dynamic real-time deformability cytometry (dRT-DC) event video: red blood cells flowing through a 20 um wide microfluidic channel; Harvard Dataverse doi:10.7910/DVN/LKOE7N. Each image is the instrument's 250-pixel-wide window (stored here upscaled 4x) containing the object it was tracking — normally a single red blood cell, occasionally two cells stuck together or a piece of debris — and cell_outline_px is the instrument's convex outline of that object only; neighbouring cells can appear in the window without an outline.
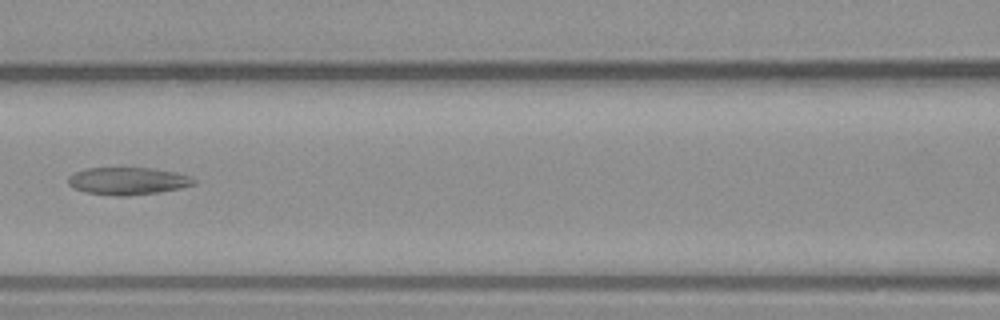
{"species": "common noctule bat (a hibernating species)", "species_latin": "Nyctalus noctula", "temperature_condition": "warm", "stored_images_in_passage": 7, "camera_frame_rate_fps": 3000, "um_per_image_px": 0.085, "animal": {"sex": "male", "body_mass_g": 23.1, "forearm_length_mm": 52.7}, "frame": {"image": 1, "passage_image": 6, "time_ms": 7.0, "image_size_px": [1000, 320], "cell_outline_px": [[196, 184], [180, 188], [160, 192], [128, 196], [116, 196], [88, 192], [72, 188], [68, 184], [68, 176], [84, 168], [152, 168], [176, 172], [192, 176], [196, 180]], "centroid_in_image_um": [10.89, 15.38], "position_along_channel_um": 155.7, "area_um2": 20.23}}
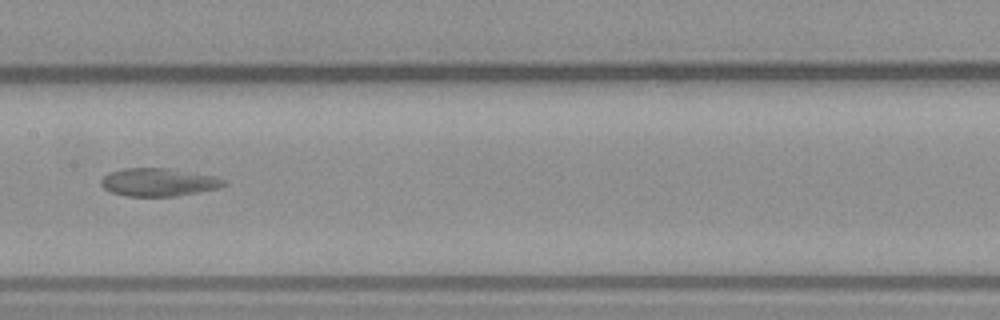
{"frame": {"image": 2, "passage_image": 7, "time_ms": 8.0, "image_size_px": [1000, 320], "cell_outline_px": [[228, 184], [220, 188], [176, 196], [128, 196], [112, 192], [104, 188], [100, 184], [100, 180], [108, 172], [124, 168], [168, 168], [216, 176], [228, 180]], "centroid_in_image_um": [13.52, 15.48], "position_along_channel_um": 193.9, "area_um2": 20.23}}